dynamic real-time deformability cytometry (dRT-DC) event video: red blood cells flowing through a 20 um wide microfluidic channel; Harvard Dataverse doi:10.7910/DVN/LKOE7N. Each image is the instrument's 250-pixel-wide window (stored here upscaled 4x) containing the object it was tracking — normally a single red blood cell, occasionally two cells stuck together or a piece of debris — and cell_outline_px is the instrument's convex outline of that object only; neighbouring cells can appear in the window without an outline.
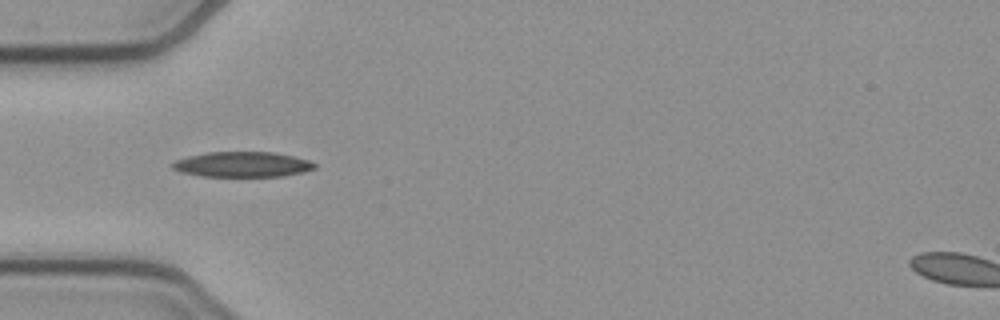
{"species": "common noctule bat (a hibernating species)", "species_latin": "Nyctalus noctula", "temperature_condition": "cold", "stored_images_in_passage": 16, "camera_frame_rate_fps": 3000, "um_per_image_px": 0.085, "animal": {"sex": "female", "body_mass_g": 21.9}, "frame": {"image": 1, "passage_image": 7, "time_ms": 2.0, "image_size_px": [1000, 320], "cell_outline_px": [[316, 168], [304, 172], [284, 176], [200, 176], [180, 172], [172, 168], [172, 164], [176, 160], [188, 156], [208, 152], [272, 152], [292, 156], [308, 160], [316, 164]], "centroid_in_image_um": [20.6, 13.98], "position_along_channel_um": 64.4, "area_um2": 20.87}}
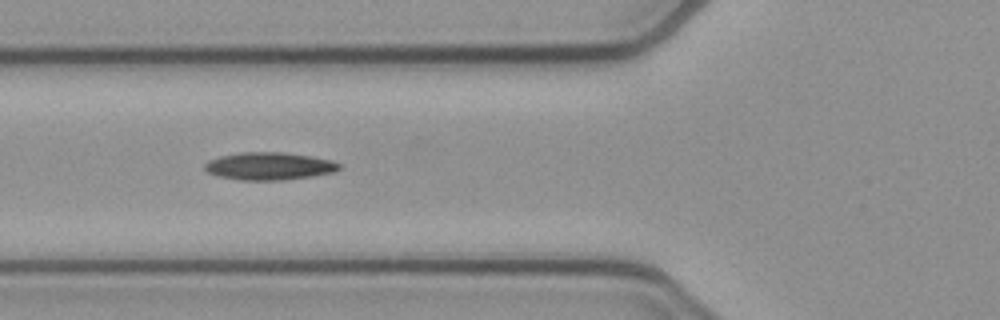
{"frame": {"image": 2, "passage_image": 10, "time_ms": 3.0, "image_size_px": [1000, 320], "cell_outline_px": [[340, 168], [336, 172], [312, 176], [284, 180], [240, 180], [220, 176], [208, 172], [204, 168], [204, 164], [208, 160], [220, 156], [240, 152], [284, 152], [312, 156], [332, 160], [340, 164]], "centroid_in_image_um": [22.9, 14.11], "position_along_channel_um": 102.9, "area_um2": 21.73}}